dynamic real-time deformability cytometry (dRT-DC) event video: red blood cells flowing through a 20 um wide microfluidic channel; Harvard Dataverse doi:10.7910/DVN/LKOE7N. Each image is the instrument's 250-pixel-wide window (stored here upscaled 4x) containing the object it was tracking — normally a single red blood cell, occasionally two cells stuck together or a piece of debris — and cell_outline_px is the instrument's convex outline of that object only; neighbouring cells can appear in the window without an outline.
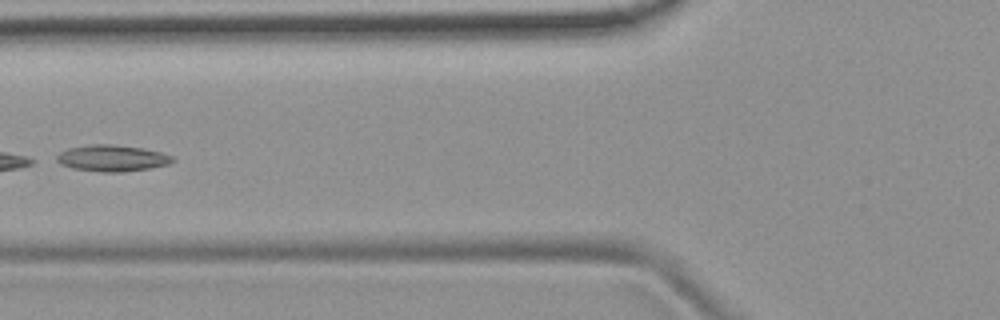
{"species": "common noctule bat (a hibernating species)", "species_latin": "Nyctalus noctula", "temperature_condition": "room temperature", "stored_images_in_passage": 6, "camera_frame_rate_fps": 3000, "um_per_image_px": 0.085, "animal": {"sex": "female", "body_mass_g": 19.9}, "frame": {"image": 1, "passage_image": 5, "time_ms": 5.667, "image_size_px": [1000, 320], "cell_outline_px": [[176, 160], [168, 164], [148, 168], [124, 172], [100, 172], [72, 168], [60, 164], [52, 160], [60, 152], [68, 148], [88, 144], [112, 144], [144, 148], [176, 156]], "centroid_in_image_um": [9.51, 13.44], "position_along_channel_um": 116.3, "area_um2": 18.15}}
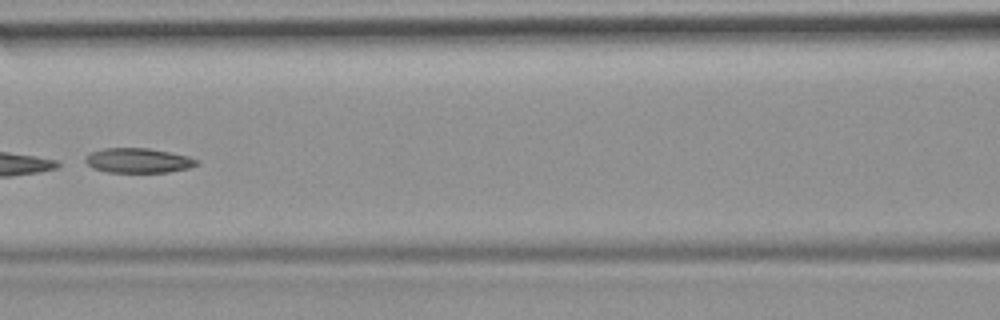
{"frame": {"image": 2, "passage_image": 6, "time_ms": 6.667, "image_size_px": [1000, 320], "cell_outline_px": [[200, 164], [188, 168], [168, 172], [108, 172], [92, 168], [84, 160], [92, 152], [104, 148], [148, 148], [188, 156], [200, 160]], "centroid_in_image_um": [11.79, 13.65], "position_along_channel_um": 154.8, "area_um2": 15.95}}